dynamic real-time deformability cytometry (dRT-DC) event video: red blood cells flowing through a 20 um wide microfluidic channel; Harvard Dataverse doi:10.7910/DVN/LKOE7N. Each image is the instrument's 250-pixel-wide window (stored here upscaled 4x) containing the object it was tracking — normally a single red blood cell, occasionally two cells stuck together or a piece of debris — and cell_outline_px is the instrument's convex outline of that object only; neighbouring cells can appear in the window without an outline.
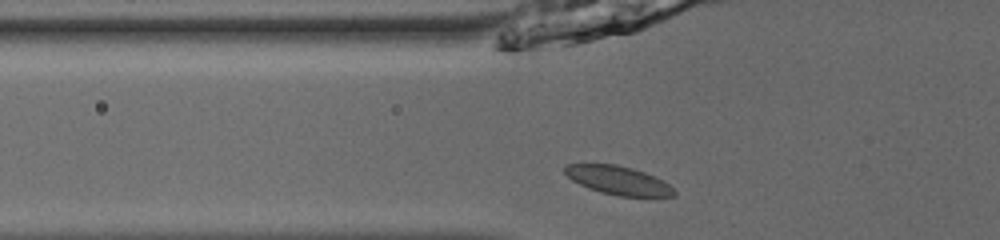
{"species": "common noctule bat (a hibernating species)", "species_latin": "Nyctalus noctula", "temperature_condition": "room temperature", "stored_images_in_passage": 45, "camera_frame_rate_fps": 3000, "um_per_image_px": 0.085, "animal": {"sex": "male", "body_mass_g": 13.0, "forearm_length_mm": 53.1}, "frame": {"image": 1, "passage_image": 11, "time_ms": 3.333, "image_size_px": [1000, 240], "cell_outline_px": [[676, 196], [620, 196], [600, 192], [588, 188], [572, 180], [564, 172], [564, 164], [616, 164], [632, 168], [644, 172], [664, 180], [676, 192]], "centroid_in_image_um": [52.54, 15.32], "position_along_channel_um": 73.3, "area_um2": 18.15}}
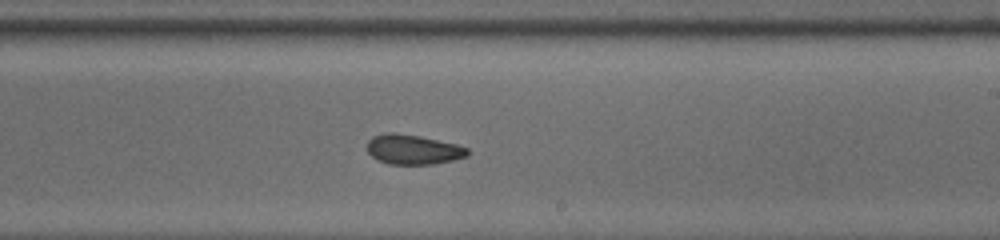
{"frame": {"image": 2, "passage_image": 25, "time_ms": 8.0, "image_size_px": [1000, 240], "cell_outline_px": [[468, 156], [452, 160], [432, 164], [388, 164], [372, 156], [368, 152], [368, 140], [372, 136], [384, 132], [392, 132], [420, 136], [456, 144], [468, 148]], "centroid_in_image_um": [35.1, 12.69], "position_along_channel_um": 253.9, "area_um2": 17.34}}
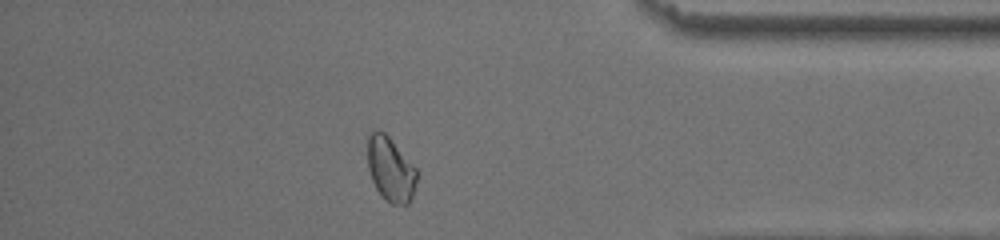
{"frame": {"image": 3, "passage_image": 38, "time_ms": 12.333, "image_size_px": [1000, 240], "cell_outline_px": [[416, 184], [412, 200], [408, 204], [392, 204], [376, 188], [372, 180], [368, 168], [368, 136], [372, 128], [384, 132], [388, 136], [416, 168]], "centroid_in_image_um": [33.19, 14.37], "position_along_channel_um": 402.0, "area_um2": 18.26}, "authors_computed_cell_mechanics": {"area_um2": 18.207, "velocity_mm_per_s": 3.8664, "shape_relaxation_time_tau1_ms": null, "shape_relaxation_time_tau2_ms": 6.5951, "deformation_change_tau1": null, "deformation_change_tau2": 0.0967}}